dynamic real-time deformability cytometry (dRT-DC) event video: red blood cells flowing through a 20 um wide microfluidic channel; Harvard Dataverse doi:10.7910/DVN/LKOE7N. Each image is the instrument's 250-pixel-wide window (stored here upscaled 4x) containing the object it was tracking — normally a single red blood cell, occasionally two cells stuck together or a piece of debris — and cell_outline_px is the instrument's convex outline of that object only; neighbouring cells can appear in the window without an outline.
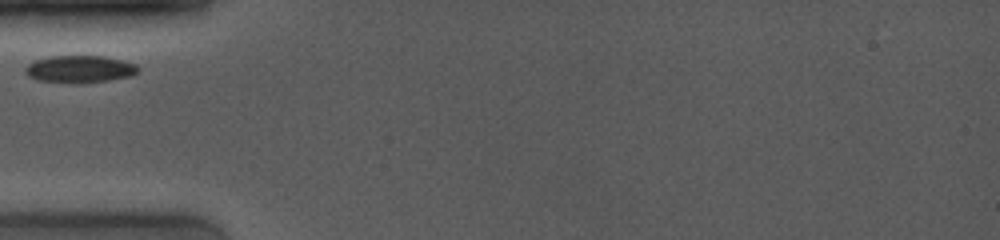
{"species": "common noctule bat (a hibernating species)", "species_latin": "Nyctalus noctula", "temperature_condition": "room temperature", "stored_images_in_passage": 30, "camera_frame_rate_fps": 4000, "um_per_image_px": 0.085, "animal": {"sex": "female", "body_mass_g": 19.0, "forearm_length_mm": 53.3}, "frame": {"image": 1, "passage_image": 1, "time_ms": 0.0, "image_size_px": [1000, 240], "cell_outline_px": [[140, 68], [132, 76], [108, 80], [36, 80], [28, 76], [24, 72], [24, 68], [28, 64], [36, 60], [48, 56], [104, 56], [136, 64]], "centroid_in_image_um": [6.77, 5.82], "position_along_channel_um": 78.2, "area_um2": 16.99}}
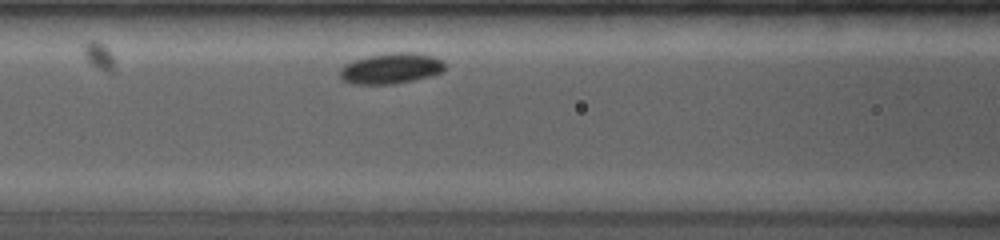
{"frame": {"image": 2, "passage_image": 10, "time_ms": 1.5, "image_size_px": [1000, 240], "cell_outline_px": [[444, 72], [412, 80], [392, 84], [352, 84], [344, 80], [340, 76], [340, 68], [344, 64], [352, 60], [368, 56], [396, 52], [416, 52], [432, 56], [440, 60], [444, 64]], "centroid_in_image_um": [33.21, 5.81], "position_along_channel_um": 133.4, "area_um2": 18.67}}
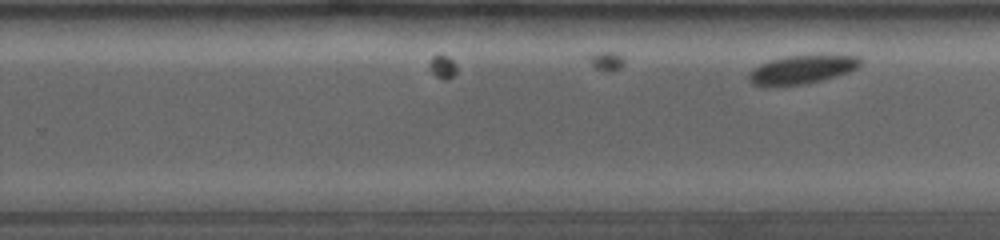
{"frame": {"image": 3, "passage_image": 30, "time_ms": 5.0, "image_size_px": [1000, 240], "cell_outline_px": [[860, 64], [856, 68], [848, 72], [836, 76], [804, 84], [752, 84], [748, 80], [748, 76], [752, 68], [760, 64], [772, 60], [788, 56], [860, 56]], "centroid_in_image_um": [68.16, 5.9], "position_along_channel_um": 261.6, "area_um2": 17.69}}